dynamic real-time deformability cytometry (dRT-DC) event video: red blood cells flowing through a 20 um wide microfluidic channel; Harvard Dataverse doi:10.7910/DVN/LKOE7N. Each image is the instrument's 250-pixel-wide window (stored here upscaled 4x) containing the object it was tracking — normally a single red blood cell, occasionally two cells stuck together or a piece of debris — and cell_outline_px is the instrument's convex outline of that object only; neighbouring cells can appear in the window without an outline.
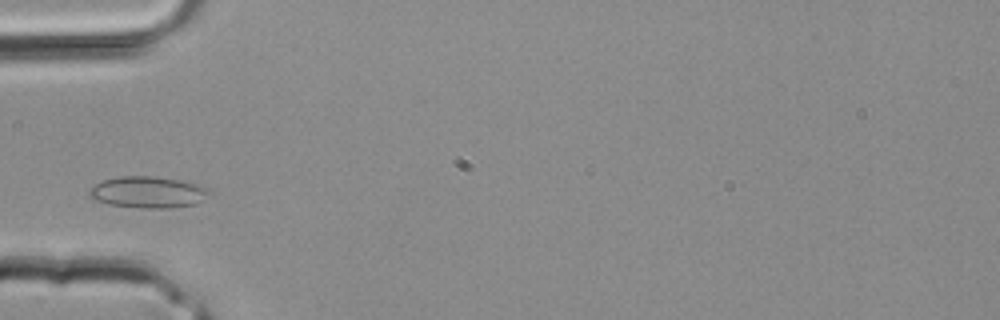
{"species": "common noctule bat (a hibernating species)", "species_latin": "Nyctalus noctula", "temperature_condition": "room temperature", "stored_images_in_passage": 1, "camera_frame_rate_fps": 3000, "um_per_image_px": 0.085, "animal": {"sex": "male", "body_mass_g": 20.4}, "frame": {"image": 1, "passage_image": 1, "time_ms": 0.0, "image_size_px": [1000, 320], "cell_outline_px": [[212, 196], [196, 204], [168, 208], [140, 208], [108, 204], [96, 200], [88, 196], [88, 192], [96, 184], [104, 180], [116, 176], [152, 176], [180, 180], [208, 188], [212, 192]], "centroid_in_image_um": [12.62, 16.34], "position_along_channel_um": 72.4, "area_um2": 22.14}}